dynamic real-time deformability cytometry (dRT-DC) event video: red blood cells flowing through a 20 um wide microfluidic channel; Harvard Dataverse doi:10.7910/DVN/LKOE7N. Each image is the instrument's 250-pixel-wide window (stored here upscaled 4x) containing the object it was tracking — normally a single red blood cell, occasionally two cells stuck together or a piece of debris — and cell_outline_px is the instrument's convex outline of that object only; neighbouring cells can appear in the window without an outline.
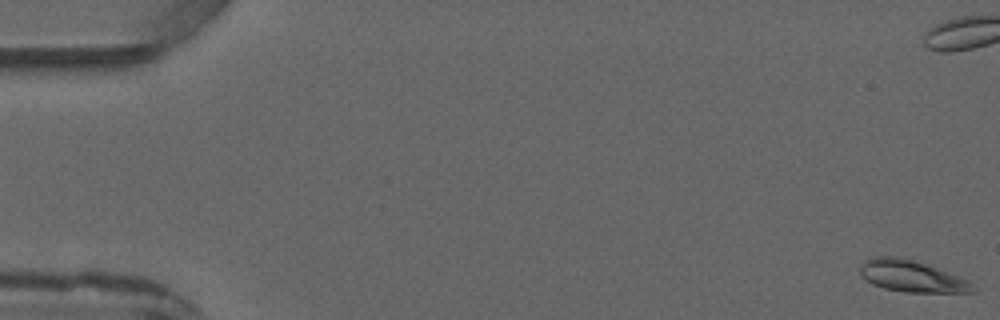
{"species": "common noctule bat (a hibernating species)", "species_latin": "Nyctalus noctula", "temperature_condition": "warm", "stored_images_in_passage": 7, "camera_frame_rate_fps": 3000, "um_per_image_px": 0.085, "animal": {"sex": "male", "forearm_length_mm": 52.5}, "frame": {"image": 1, "passage_image": 1, "time_ms": 0.0, "image_size_px": [1000, 320], "cell_outline_px": [[976, 292], [904, 292], [884, 288], [872, 284], [860, 276], [860, 268], [864, 260], [872, 256], [904, 256], [916, 260], [968, 280], [976, 288]], "centroid_in_image_um": [77.45, 23.46], "position_along_channel_um": 7.5, "area_um2": 20.92}}
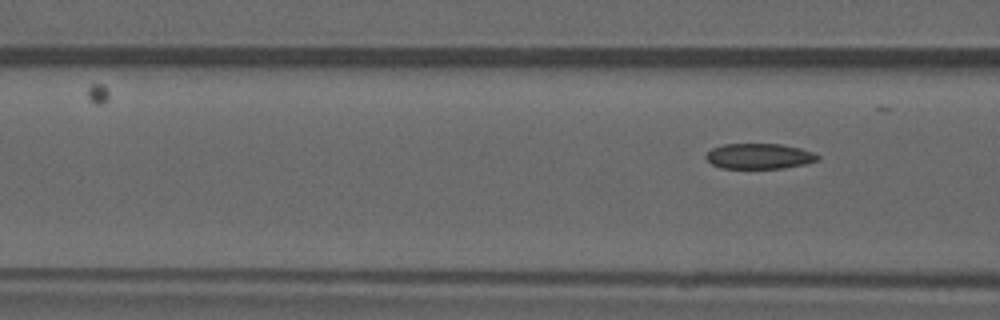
{"frame": {"image": 2, "passage_image": 7, "time_ms": 8.0, "image_size_px": [1000, 320], "cell_outline_px": [[820, 160], [804, 164], [784, 168], [720, 168], [712, 164], [704, 156], [712, 148], [724, 144], [780, 144], [800, 148], [812, 152], [820, 156]], "centroid_in_image_um": [64.54, 13.28], "position_along_channel_um": 102.1, "area_um2": 16.53}}